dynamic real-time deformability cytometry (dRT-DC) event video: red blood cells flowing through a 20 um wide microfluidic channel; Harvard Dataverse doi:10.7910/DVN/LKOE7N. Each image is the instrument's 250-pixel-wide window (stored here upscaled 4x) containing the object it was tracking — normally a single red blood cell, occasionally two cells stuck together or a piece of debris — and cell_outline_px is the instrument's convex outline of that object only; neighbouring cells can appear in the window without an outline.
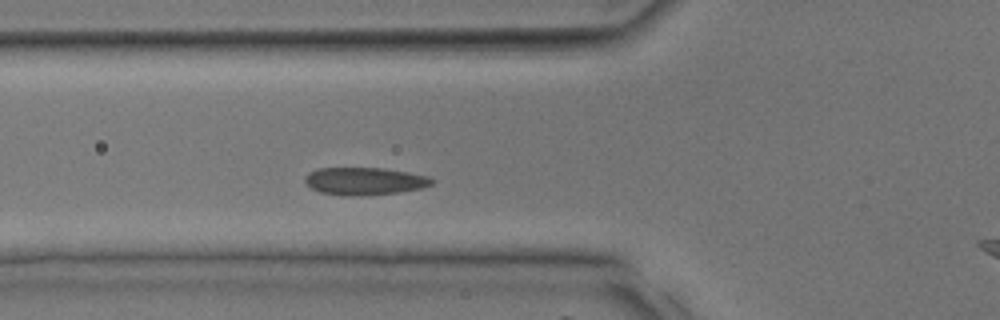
{"species": "common noctule bat (a hibernating species)", "species_latin": "Nyctalus noctula", "temperature_condition": "room temperature", "stored_images_in_passage": 32, "camera_frame_rate_fps": 3000, "um_per_image_px": 0.085, "animal": {"sex": "male", "body_mass_g": 17.9, "forearm_length_mm": 54.2}, "frame": {"image": 1, "passage_image": 7, "time_ms": 2.0, "image_size_px": [1000, 320], "cell_outline_px": [[436, 180], [432, 184], [420, 188], [400, 192], [360, 196], [344, 196], [320, 192], [312, 188], [304, 180], [304, 176], [308, 172], [316, 168], [384, 168], [408, 172], [428, 176]], "centroid_in_image_um": [30.98, 15.39], "position_along_channel_um": 94.8, "area_um2": 20.52}}
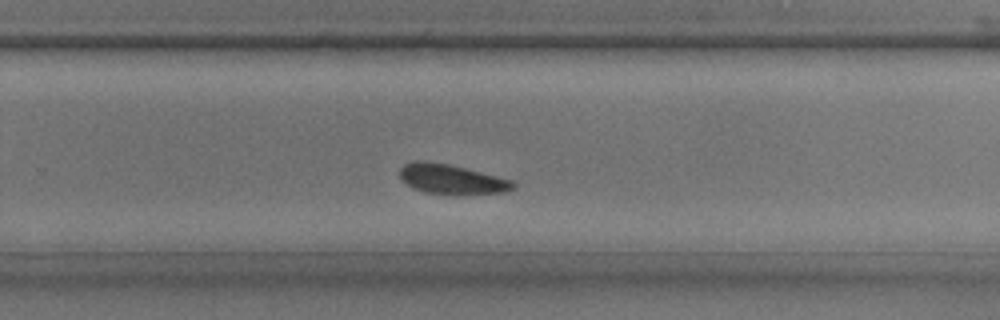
{"frame": {"image": 2, "passage_image": 18, "time_ms": 5.667, "image_size_px": [1000, 320], "cell_outline_px": [[516, 188], [504, 192], [428, 192], [416, 188], [408, 184], [400, 176], [400, 168], [404, 164], [416, 160], [424, 160], [448, 164], [512, 180], [516, 184]], "centroid_in_image_um": [38.37, 15.18], "position_along_channel_um": 291.4, "area_um2": 18.55}}
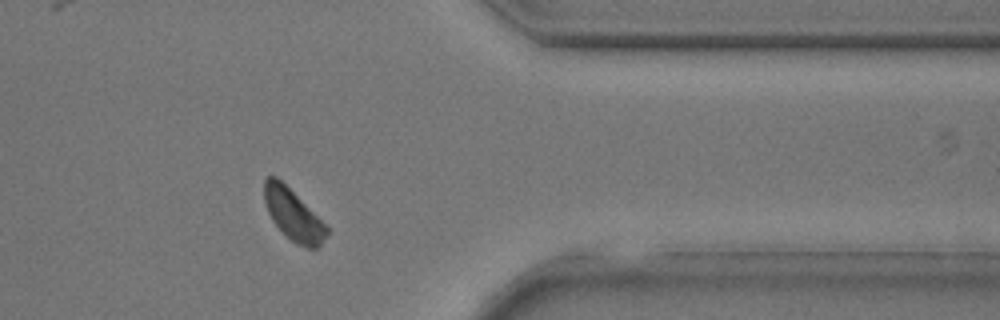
{"frame": {"image": 3, "passage_image": 24, "time_ms": 7.667, "image_size_px": [1000, 320], "cell_outline_px": [[328, 232], [320, 244], [316, 248], [308, 248], [296, 244], [272, 220], [268, 212], [264, 200], [264, 180], [268, 176], [276, 176], [328, 228]], "centroid_in_image_um": [24.88, 18.25], "position_along_channel_um": 386.5, "area_um2": 17.74}}